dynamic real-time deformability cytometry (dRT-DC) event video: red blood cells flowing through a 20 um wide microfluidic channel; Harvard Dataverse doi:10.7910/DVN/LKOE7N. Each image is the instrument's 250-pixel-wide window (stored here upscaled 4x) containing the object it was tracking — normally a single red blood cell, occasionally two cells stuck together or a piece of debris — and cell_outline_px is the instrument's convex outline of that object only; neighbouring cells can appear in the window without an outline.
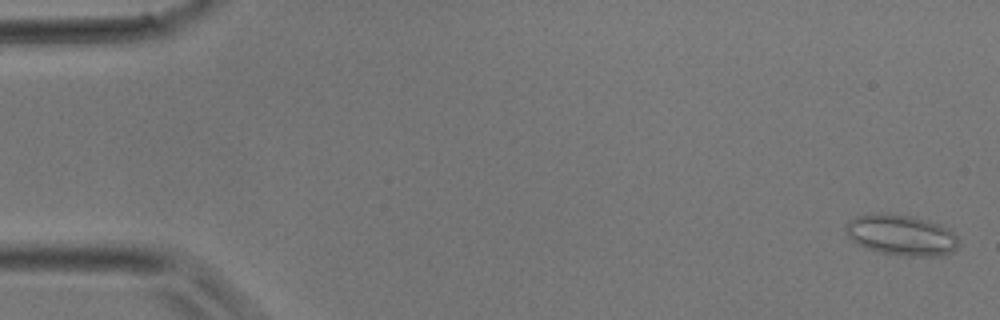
{"species": "common noctule bat (a hibernating species)", "species_latin": "Nyctalus noctula", "temperature_condition": "room temperature", "stored_images_in_passage": 40, "camera_frame_rate_fps": 3000, "um_per_image_px": 0.085, "animal": {"sex": "male", "body_mass_g": 17.9}, "frame": {"image": 1, "passage_image": 1, "time_ms": 0.0, "image_size_px": [1000, 320], "cell_outline_px": [[960, 240], [956, 248], [952, 252], [940, 256], [904, 256], [880, 252], [868, 248], [852, 240], [848, 236], [844, 228], [844, 224], [848, 220], [856, 216], [876, 212], [912, 216], [948, 228]], "centroid_in_image_um": [76.58, 19.97], "position_along_channel_um": 8.4, "area_um2": 26.76}}
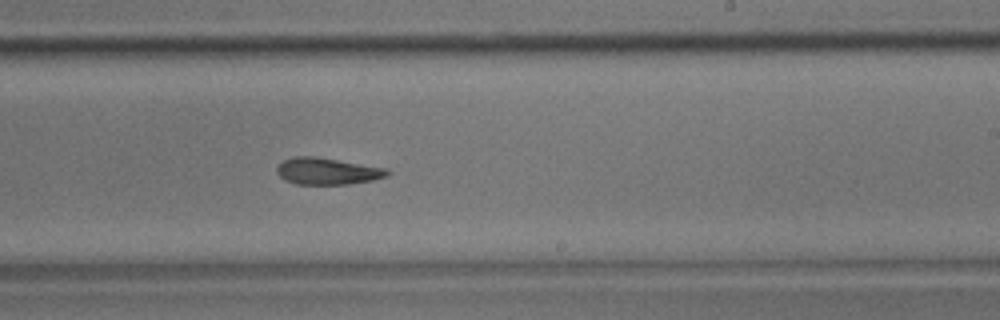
{"frame": {"image": 2, "passage_image": 24, "time_ms": 7.667, "image_size_px": [1000, 320], "cell_outline_px": [[392, 172], [388, 176], [372, 180], [348, 184], [296, 184], [284, 180], [276, 172], [276, 168], [284, 160], [292, 156], [312, 156], [388, 168]], "centroid_in_image_um": [27.84, 14.55], "position_along_channel_um": 261.2, "area_um2": 17.22}}
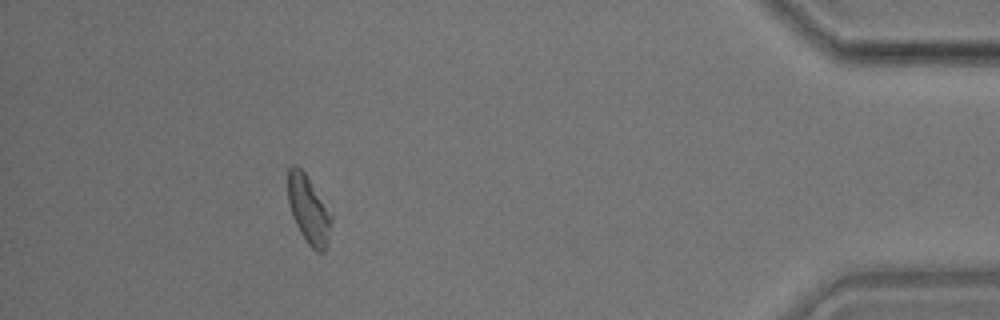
{"frame": {"image": 3, "passage_image": 36, "time_ms": 11.667, "image_size_px": [1000, 320], "cell_outline_px": [[332, 220], [324, 252], [316, 252], [308, 244], [300, 232], [292, 216], [288, 200], [288, 168], [292, 164], [296, 164], [308, 176], [332, 216]], "centroid_in_image_um": [26.21, 17.79], "position_along_channel_um": 409.0, "area_um2": 16.99}}